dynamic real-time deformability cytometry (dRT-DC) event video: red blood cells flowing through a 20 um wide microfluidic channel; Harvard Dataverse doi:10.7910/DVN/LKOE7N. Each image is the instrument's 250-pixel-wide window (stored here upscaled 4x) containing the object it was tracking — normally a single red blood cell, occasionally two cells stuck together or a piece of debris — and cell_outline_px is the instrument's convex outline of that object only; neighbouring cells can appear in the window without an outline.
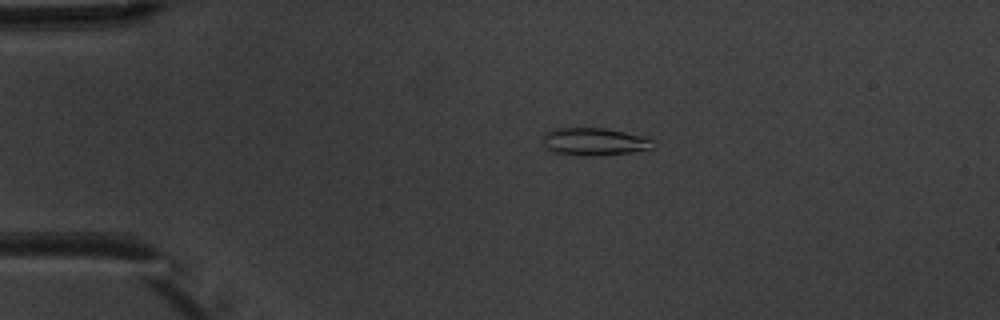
{"species": "common noctule bat (a hibernating species)", "species_latin": "Nyctalus noctula", "temperature_condition": "warm", "stored_images_in_passage": 4, "camera_frame_rate_fps": 3000, "um_per_image_px": 0.085, "animal": {"sex": "male", "body_mass_g": 20.1, "forearm_length_mm": 53.5}, "frame": {"image": 1, "passage_image": 2, "time_ms": 2.0, "image_size_px": [1000, 320], "cell_outline_px": [[656, 140], [652, 148], [628, 152], [592, 156], [552, 152], [544, 148], [540, 140], [544, 132], [556, 128], [604, 128], [644, 136]], "centroid_in_image_um": [50.45, 12.03], "position_along_channel_um": 34.5, "area_um2": 17.86}}
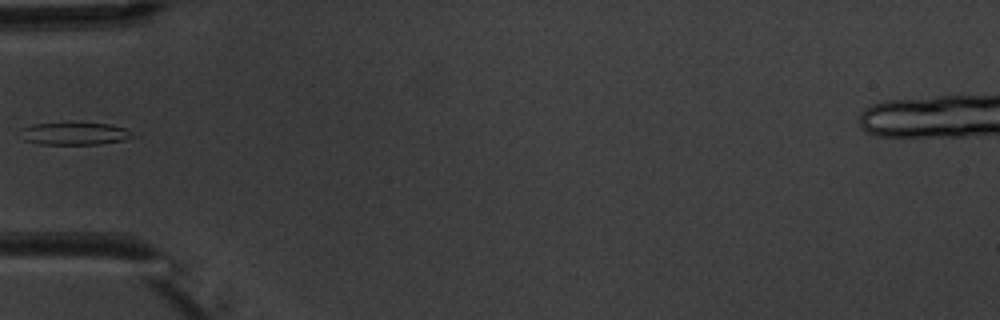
{"frame": {"image": 2, "passage_image": 4, "time_ms": 4.333, "image_size_px": [1000, 320], "cell_outline_px": [[140, 136], [124, 140], [100, 144], [40, 144], [24, 140], [20, 128], [32, 124], [112, 124], [128, 128]], "centroid_in_image_um": [6.46, 11.37], "position_along_channel_um": 78.5, "area_um2": 14.68}}